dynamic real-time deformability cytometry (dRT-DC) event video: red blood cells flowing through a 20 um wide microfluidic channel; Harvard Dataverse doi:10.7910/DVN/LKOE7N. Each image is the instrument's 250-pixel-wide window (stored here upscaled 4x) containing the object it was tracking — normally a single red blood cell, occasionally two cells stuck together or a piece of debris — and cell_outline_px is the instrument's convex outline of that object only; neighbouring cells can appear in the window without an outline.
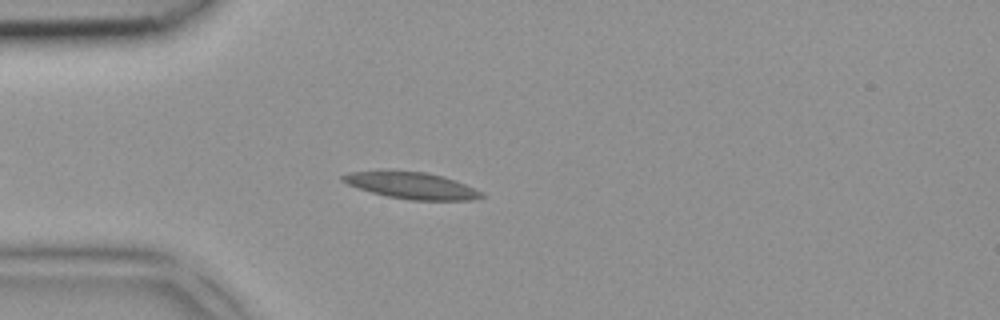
{"species": "common noctule bat (a hibernating species)", "species_latin": "Nyctalus noctula", "temperature_condition": "room temperature", "stored_images_in_passage": 3, "camera_frame_rate_fps": 3000, "um_per_image_px": 0.085, "animal": {"sex": "female", "body_mass_g": 18.4}, "frame": {"image": 1, "passage_image": 3, "time_ms": 0.667, "image_size_px": [1000, 320], "cell_outline_px": [[484, 196], [472, 200], [408, 200], [388, 196], [372, 192], [348, 184], [340, 180], [340, 176], [352, 172], [424, 172], [444, 176], [456, 180], [480, 192]], "centroid_in_image_um": [35.01, 15.79], "position_along_channel_um": 50.0, "area_um2": 20.81}}